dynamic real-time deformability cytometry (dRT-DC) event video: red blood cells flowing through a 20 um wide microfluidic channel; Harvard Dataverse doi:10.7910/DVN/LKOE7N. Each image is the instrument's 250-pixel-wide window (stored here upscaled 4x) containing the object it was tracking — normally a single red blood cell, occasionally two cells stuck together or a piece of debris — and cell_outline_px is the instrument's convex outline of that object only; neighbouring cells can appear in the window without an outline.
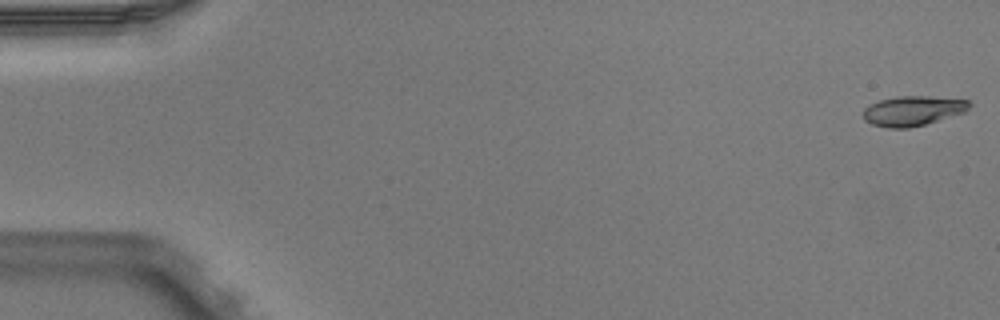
{"species": "Egyptian fruit bat (a non-hibernating species)", "species_latin": "Rousettus aegyptiacus", "temperature_condition": "warm", "stored_images_in_passage": 5, "camera_frame_rate_fps": 3000, "um_per_image_px": 0.085, "animal": {"sex": "male"}, "frame": {"image": 1, "passage_image": 1, "time_ms": 0.0, "image_size_px": [1000, 320], "cell_outline_px": [[972, 104], [964, 112], [924, 124], [908, 128], [888, 128], [872, 124], [864, 120], [864, 108], [868, 104], [880, 100], [896, 96], [928, 96], [968, 100]], "centroid_in_image_um": [77.55, 9.41], "position_along_channel_um": 7.4, "area_um2": 18.32}}
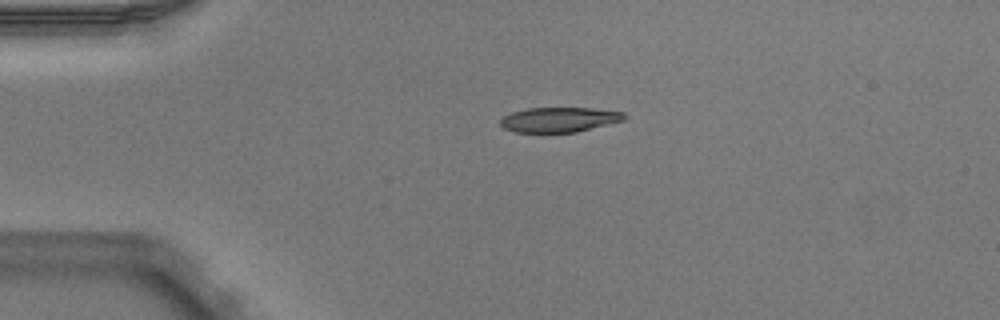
{"frame": {"image": 2, "passage_image": 4, "time_ms": 1.0, "image_size_px": [1000, 320], "cell_outline_px": [[624, 120], [576, 132], [516, 132], [504, 128], [500, 124], [500, 120], [504, 116], [512, 112], [528, 108], [592, 108], [624, 112]], "centroid_in_image_um": [47.52, 10.16], "position_along_channel_um": 37.5, "area_um2": 17.74}}